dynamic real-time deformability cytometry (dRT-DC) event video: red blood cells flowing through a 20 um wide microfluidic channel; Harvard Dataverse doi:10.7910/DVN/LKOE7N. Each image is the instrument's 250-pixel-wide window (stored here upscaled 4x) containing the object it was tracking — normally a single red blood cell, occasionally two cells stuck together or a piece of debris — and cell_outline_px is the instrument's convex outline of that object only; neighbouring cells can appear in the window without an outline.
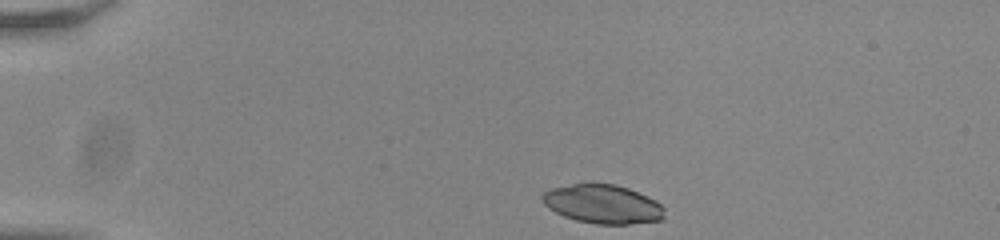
{"species": "common noctule bat (a hibernating species)", "species_latin": "Nyctalus noctula", "temperature_condition": "room temperature", "stored_images_in_passage": 37, "camera_frame_rate_fps": 3000, "um_per_image_px": 0.085, "animal": {"sex": "male", "body_mass_g": 20.0, "forearm_length_mm": 53.3}, "frame": {"image": 1, "passage_image": 1, "time_ms": 0.0, "image_size_px": [1000, 240], "cell_outline_px": [[664, 220], [628, 224], [596, 224], [576, 220], [564, 216], [548, 208], [540, 200], [540, 196], [544, 192], [552, 188], [572, 184], [616, 184], [628, 188], [648, 196], [656, 200], [664, 208]], "centroid_in_image_um": [51.24, 17.35], "position_along_channel_um": 33.8, "area_um2": 27.74}}